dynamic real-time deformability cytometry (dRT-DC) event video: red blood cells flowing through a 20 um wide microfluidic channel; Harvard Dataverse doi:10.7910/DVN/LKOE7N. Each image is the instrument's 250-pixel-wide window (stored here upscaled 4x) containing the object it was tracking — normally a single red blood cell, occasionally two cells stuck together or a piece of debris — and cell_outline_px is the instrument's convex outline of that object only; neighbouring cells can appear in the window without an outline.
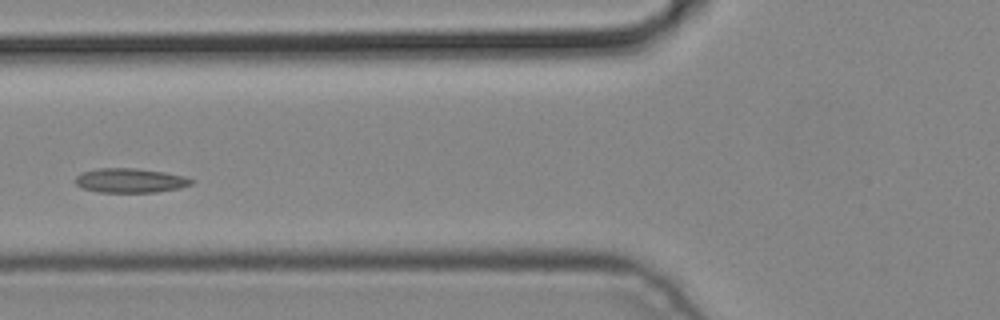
{"species": "common noctule bat (a hibernating species)", "species_latin": "Nyctalus noctula", "temperature_condition": "cold", "stored_images_in_passage": 4, "camera_frame_rate_fps": 3000, "um_per_image_px": 0.085, "animal": {"sex": "male", "body_mass_g": 19.2, "forearm_length_mm": 51.8}, "frame": {"image": 1, "passage_image": 4, "time_ms": 1.0, "image_size_px": [1000, 320], "cell_outline_px": [[196, 180], [192, 184], [180, 188], [156, 192], [100, 192], [84, 188], [76, 184], [76, 176], [80, 172], [96, 168], [136, 168], [164, 172], [184, 176]], "centroid_in_image_um": [11.09, 15.33], "position_along_channel_um": 114.7, "area_um2": 16.53}}